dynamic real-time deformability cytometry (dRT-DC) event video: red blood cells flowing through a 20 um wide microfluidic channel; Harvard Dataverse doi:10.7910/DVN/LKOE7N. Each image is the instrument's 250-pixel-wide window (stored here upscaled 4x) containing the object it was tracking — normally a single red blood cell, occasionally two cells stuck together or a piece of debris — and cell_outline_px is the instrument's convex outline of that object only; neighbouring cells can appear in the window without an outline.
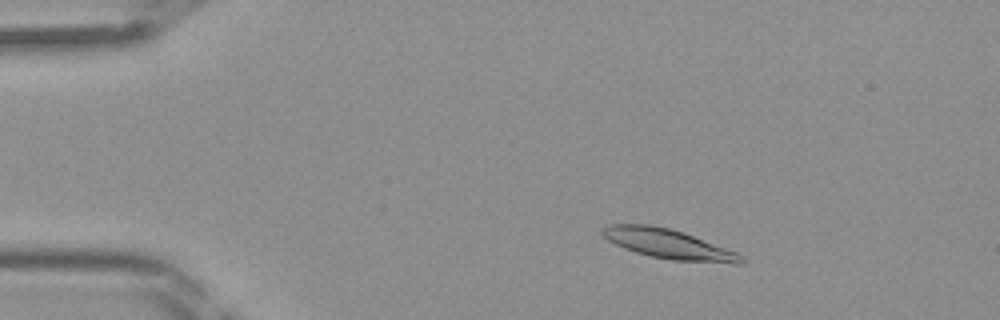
{"species": "Egyptian fruit bat (a non-hibernating species)", "species_latin": "Rousettus aegyptiacus", "temperature_condition": "room temperature", "stored_images_in_passage": 44, "camera_frame_rate_fps": 3000, "um_per_image_px": 0.085, "frame": {"image": 1, "passage_image": 7, "time_ms": 2.0, "image_size_px": [1000, 320], "cell_outline_px": [[744, 264], [732, 264], [672, 260], [652, 256], [636, 252], [624, 248], [608, 240], [600, 232], [608, 224], [652, 224], [684, 232], [736, 252], [744, 256]], "centroid_in_image_um": [56.85, 20.74], "position_along_channel_um": 28.1, "area_um2": 23.93}}
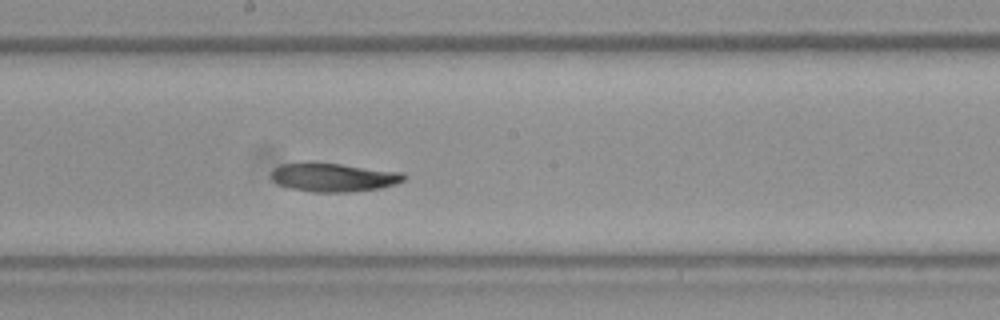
{"frame": {"image": 2, "passage_image": 24, "time_ms": 7.667, "image_size_px": [1000, 320], "cell_outline_px": [[408, 176], [404, 180], [396, 184], [380, 188], [348, 192], [312, 192], [288, 188], [272, 180], [272, 168], [280, 164], [340, 164], [404, 172]], "centroid_in_image_um": [28.4, 15.09], "position_along_channel_um": 219.8, "area_um2": 21.85}}
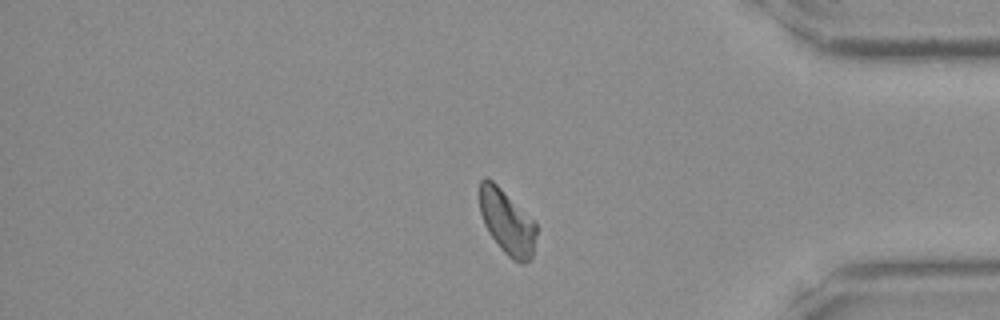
{"frame": {"image": 3, "passage_image": 37, "time_ms": 12.0, "image_size_px": [1000, 320], "cell_outline_px": [[536, 236], [532, 256], [524, 264], [520, 264], [512, 260], [500, 248], [488, 232], [484, 224], [480, 212], [480, 180], [484, 176], [488, 176], [536, 224]], "centroid_in_image_um": [43.07, 18.9], "position_along_channel_um": 392.1, "area_um2": 21.04}}